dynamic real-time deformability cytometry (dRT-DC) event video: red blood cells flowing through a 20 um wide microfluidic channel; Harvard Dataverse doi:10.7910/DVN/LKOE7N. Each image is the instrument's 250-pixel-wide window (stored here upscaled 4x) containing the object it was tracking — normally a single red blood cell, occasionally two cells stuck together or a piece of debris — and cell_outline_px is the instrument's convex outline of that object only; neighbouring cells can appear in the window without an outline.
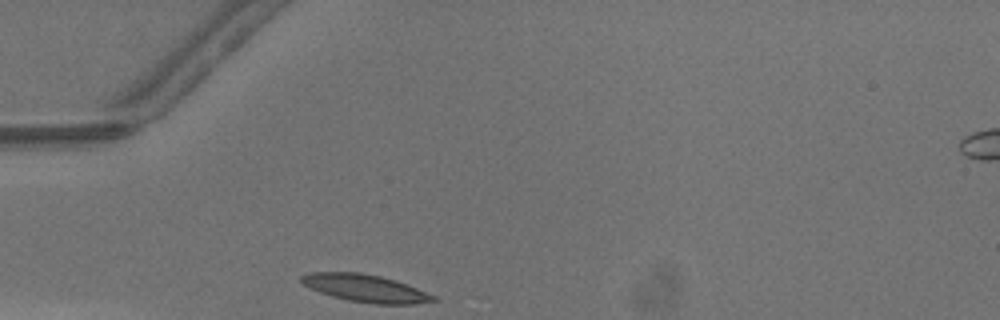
{"species": "common noctule bat (a hibernating species)", "species_latin": "Nyctalus noctula", "temperature_condition": "warm", "stored_images_in_passage": 1, "camera_frame_rate_fps": 3000, "um_per_image_px": 0.085, "animal": {"sex": "male", "body_mass_g": 13.3}, "frame": {"image": 1, "passage_image": 1, "time_ms": 0.0, "image_size_px": [1000, 320], "cell_outline_px": [[440, 300], [416, 304], [376, 304], [348, 300], [332, 296], [320, 292], [304, 284], [300, 280], [300, 276], [308, 272], [360, 272], [380, 276], [396, 280], [436, 296]], "centroid_in_image_um": [31.09, 24.5], "position_along_channel_um": 53.9, "area_um2": 21.1}}